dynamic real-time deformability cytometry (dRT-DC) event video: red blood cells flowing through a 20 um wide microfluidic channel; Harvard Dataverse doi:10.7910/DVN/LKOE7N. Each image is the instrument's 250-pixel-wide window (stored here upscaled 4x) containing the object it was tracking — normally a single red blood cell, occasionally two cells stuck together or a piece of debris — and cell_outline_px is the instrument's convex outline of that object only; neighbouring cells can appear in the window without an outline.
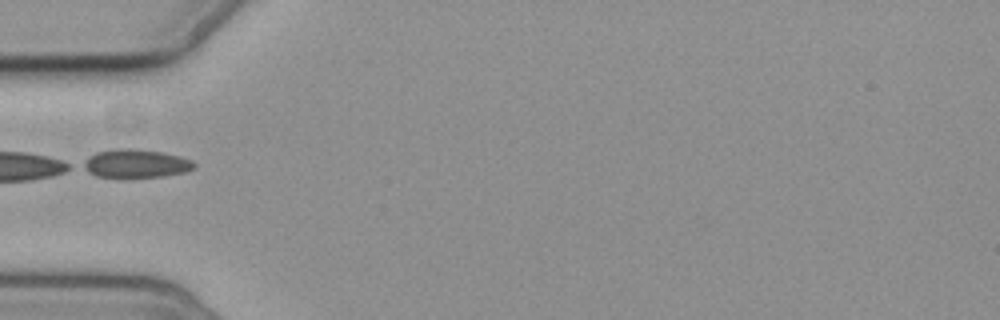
{"species": "common noctule bat (a hibernating species)", "species_latin": "Nyctalus noctula", "temperature_condition": "cold", "stored_images_in_passage": 8, "camera_frame_rate_fps": 3000, "um_per_image_px": 0.085, "animal": {"sex": "female", "body_mass_g": 19.3, "forearm_length_mm": 54.1}, "frame": {"image": 1, "passage_image": 6, "time_ms": 6.0, "image_size_px": [1000, 320], "cell_outline_px": [[196, 168], [184, 172], [160, 176], [96, 176], [80, 168], [80, 164], [96, 152], [116, 148], [132, 148], [164, 152], [180, 156], [192, 160], [196, 164]], "centroid_in_image_um": [11.53, 13.87], "position_along_channel_um": 73.5, "area_um2": 18.26}}
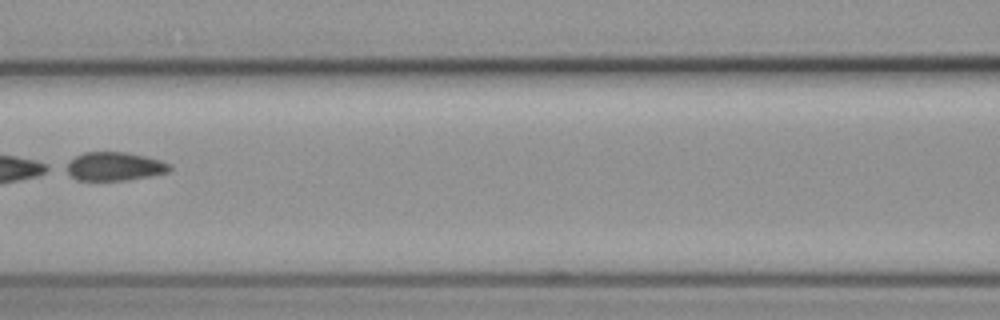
{"frame": {"image": 2, "passage_image": 8, "time_ms": 8.333, "image_size_px": [1000, 320], "cell_outline_px": [[172, 168], [168, 172], [128, 180], [76, 180], [60, 168], [60, 164], [84, 152], [128, 152], [160, 160], [172, 164]], "centroid_in_image_um": [9.62, 14.14], "position_along_channel_um": 157.0, "area_um2": 17.69}}